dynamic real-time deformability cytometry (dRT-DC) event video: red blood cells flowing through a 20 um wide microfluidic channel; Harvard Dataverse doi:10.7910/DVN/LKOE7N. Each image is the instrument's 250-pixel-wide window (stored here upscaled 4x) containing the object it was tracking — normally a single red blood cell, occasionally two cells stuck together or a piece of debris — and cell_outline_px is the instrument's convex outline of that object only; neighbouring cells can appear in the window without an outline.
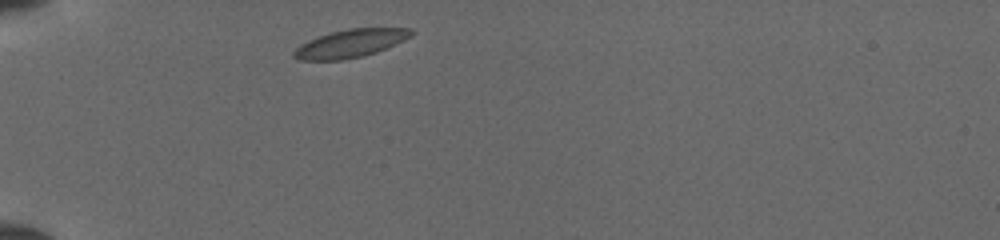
{"species": "common noctule bat (a hibernating species)", "species_latin": "Nyctalus noctula", "temperature_condition": "cold", "stored_images_in_passage": 23, "camera_frame_rate_fps": 3000, "um_per_image_px": 0.085, "animal": {"sex": "female", "body_mass_g": 19.5, "forearm_length_mm": 54.1}, "frame": {"image": 1, "passage_image": 1, "time_ms": 0.0, "image_size_px": [1000, 240], "cell_outline_px": [[416, 32], [404, 40], [376, 52], [364, 56], [344, 60], [300, 60], [292, 56], [292, 52], [300, 44], [308, 40], [332, 32], [348, 28], [412, 28]], "centroid_in_image_um": [29.78, 3.69], "position_along_channel_um": 55.2, "area_um2": 19.19}}
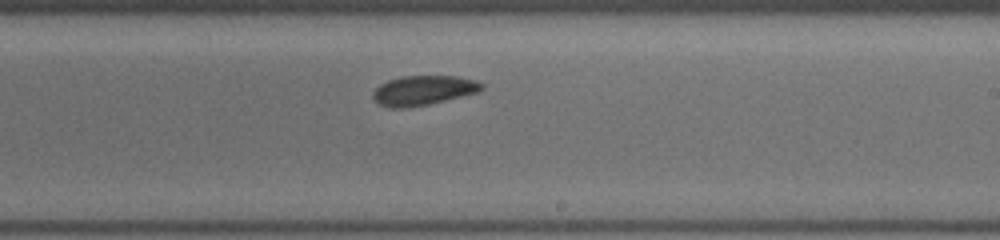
{"frame": {"image": 2, "passage_image": 10, "time_ms": 3.0, "image_size_px": [1000, 240], "cell_outline_px": [[484, 88], [480, 92], [428, 104], [408, 108], [392, 108], [380, 104], [372, 96], [372, 92], [380, 84], [388, 80], [404, 76], [456, 76], [476, 80], [484, 84]], "centroid_in_image_um": [36.01, 7.68], "position_along_channel_um": 253.0, "area_um2": 18.79}}
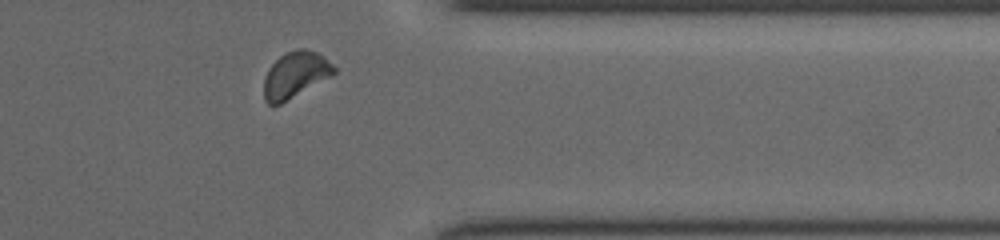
{"frame": {"image": 3, "passage_image": 20, "time_ms": 6.333, "image_size_px": [1000, 240], "cell_outline_px": [[336, 72], [280, 104], [268, 104], [264, 100], [264, 80], [268, 68], [284, 52], [296, 48], [304, 48], [316, 52], [332, 64], [336, 68]], "centroid_in_image_um": [25.06, 6.33], "position_along_channel_um": 386.3, "area_um2": 18.44}}